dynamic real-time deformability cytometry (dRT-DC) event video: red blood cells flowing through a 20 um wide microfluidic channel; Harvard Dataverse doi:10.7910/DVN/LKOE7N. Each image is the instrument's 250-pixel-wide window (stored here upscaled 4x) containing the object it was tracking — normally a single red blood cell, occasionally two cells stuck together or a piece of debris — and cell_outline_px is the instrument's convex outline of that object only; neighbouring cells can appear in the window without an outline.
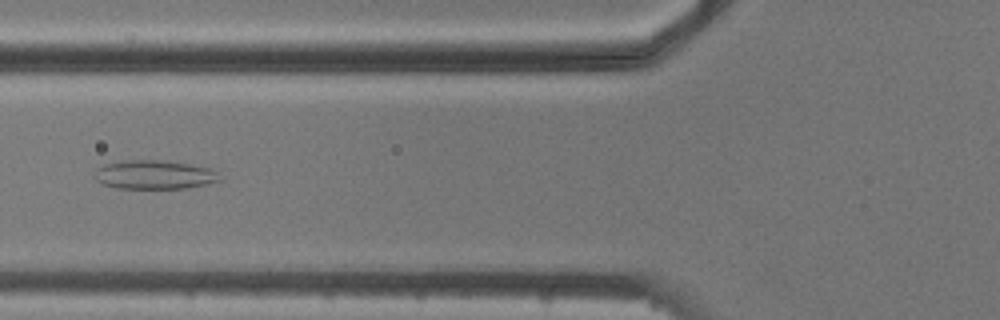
{"species": "common noctule bat (a hibernating species)", "species_latin": "Nyctalus noctula", "temperature_condition": "cold", "stored_images_in_passage": 3, "camera_frame_rate_fps": 3000, "um_per_image_px": 0.085, "animal": {"sex": "male", "body_mass_g": 20.5, "forearm_length_mm": 52.5}, "frame": {"image": 1, "passage_image": 3, "time_ms": 2.0, "image_size_px": [1000, 320], "cell_outline_px": [[220, 180], [208, 184], [184, 188], [116, 188], [104, 184], [96, 180], [92, 176], [96, 168], [104, 164], [120, 160], [160, 160], [188, 164], [212, 168], [216, 172]], "centroid_in_image_um": [13.06, 14.84], "position_along_channel_um": 112.7, "area_um2": 21.1}}